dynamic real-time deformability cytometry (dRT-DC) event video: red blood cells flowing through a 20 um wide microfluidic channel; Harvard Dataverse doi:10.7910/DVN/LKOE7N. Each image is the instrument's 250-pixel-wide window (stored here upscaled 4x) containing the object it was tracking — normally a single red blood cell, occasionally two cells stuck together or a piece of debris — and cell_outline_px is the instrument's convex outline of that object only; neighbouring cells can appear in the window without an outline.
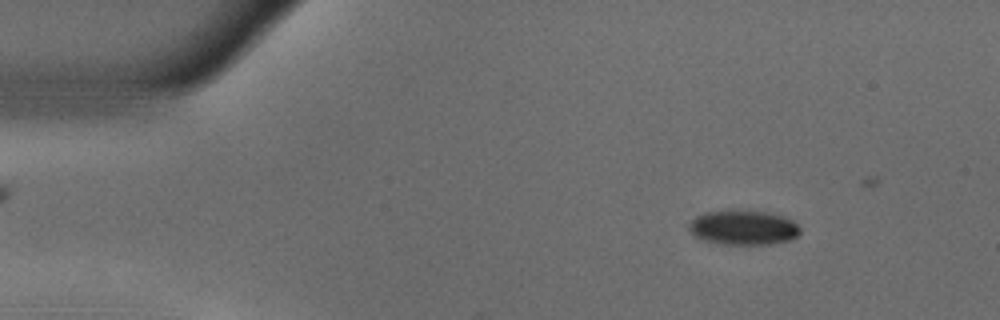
{"species": "common noctule bat (a hibernating species)", "species_latin": "Nyctalus noctula", "temperature_condition": "warm", "stored_images_in_passage": 46, "camera_frame_rate_fps": 3000, "um_per_image_px": 0.085, "animal": {"sex": "male", "body_mass_g": 18.8}, "frame": {"image": 1, "passage_image": 7, "time_ms": 2.0, "image_size_px": [1000, 320], "cell_outline_px": [[800, 232], [796, 236], [788, 240], [768, 244], [724, 244], [704, 240], [696, 236], [688, 228], [692, 220], [696, 216], [704, 212], [768, 212], [784, 216], [792, 220], [800, 228]], "centroid_in_image_um": [63.21, 19.36], "position_along_channel_um": 21.8, "area_um2": 21.73}}
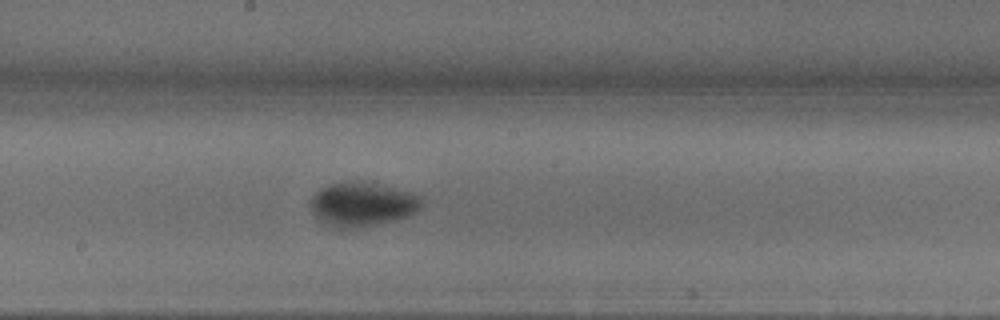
{"frame": {"image": 2, "passage_image": 29, "time_ms": 9.333, "image_size_px": [1000, 320], "cell_outline_px": [[420, 208], [412, 216], [396, 220], [360, 228], [336, 228], [320, 220], [316, 216], [308, 204], [308, 200], [316, 192], [332, 184], [348, 180], [356, 180], [380, 184], [412, 192], [420, 196]], "centroid_in_image_um": [30.8, 17.36], "position_along_channel_um": 217.4, "area_um2": 28.84}}
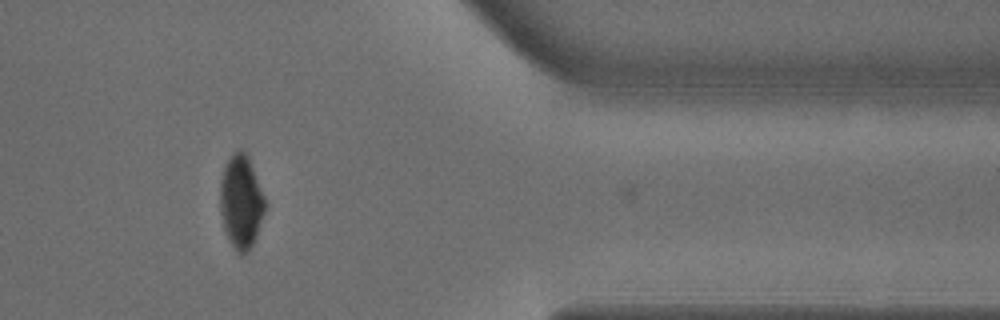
{"frame": {"image": 3, "passage_image": 45, "time_ms": 14.667, "image_size_px": [1000, 320], "cell_outline_px": [[264, 212], [252, 244], [248, 252], [244, 256], [240, 256], [236, 252], [228, 240], [224, 228], [220, 212], [220, 180], [224, 168], [228, 160], [240, 148], [248, 156], [264, 196]], "centroid_in_image_um": [20.46, 17.2], "position_along_channel_um": 390.9, "area_um2": 24.1}, "authors_computed_cell_mechanics": {"area_um2": 26.5591, "velocity_mm_per_s": 3.685, "shape_relaxation_time_tau1_ms": 3.972, "shape_relaxation_time_tau2_ms": null, "deformation_change_tau1": 0.1498, "deformation_change_tau2": null}}